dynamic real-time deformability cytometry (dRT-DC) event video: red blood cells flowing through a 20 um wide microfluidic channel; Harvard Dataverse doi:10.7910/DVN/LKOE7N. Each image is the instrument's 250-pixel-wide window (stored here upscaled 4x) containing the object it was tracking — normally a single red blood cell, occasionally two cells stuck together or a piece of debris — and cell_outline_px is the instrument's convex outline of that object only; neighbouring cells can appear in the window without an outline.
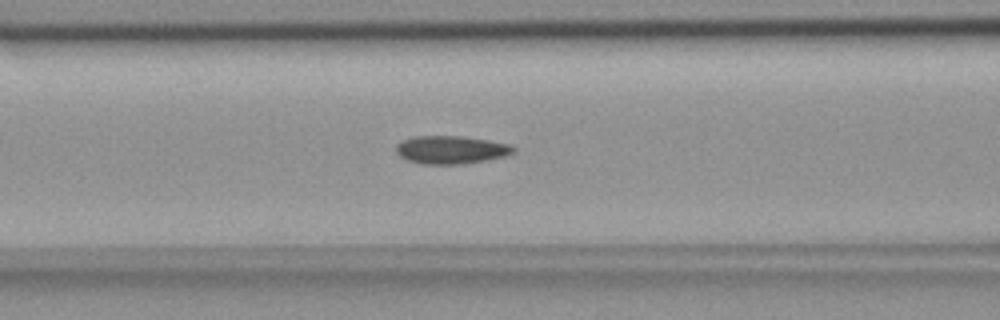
{"species": "common noctule bat (a hibernating species)", "species_latin": "Nyctalus noctula", "temperature_condition": "room temperature", "stored_images_in_passage": 39, "camera_frame_rate_fps": 3000, "um_per_image_px": 0.085, "animal": {"sex": "female", "body_mass_g": 18.4}, "frame": {"image": 1, "passage_image": 7, "time_ms": 2.0, "image_size_px": [1000, 320], "cell_outline_px": [[516, 152], [504, 156], [484, 160], [460, 164], [424, 164], [408, 160], [400, 156], [396, 152], [396, 144], [400, 140], [416, 136], [460, 136], [488, 140], [508, 144], [516, 148]], "centroid_in_image_um": [38.31, 12.72], "position_along_channel_um": 128.3, "area_um2": 19.07}}
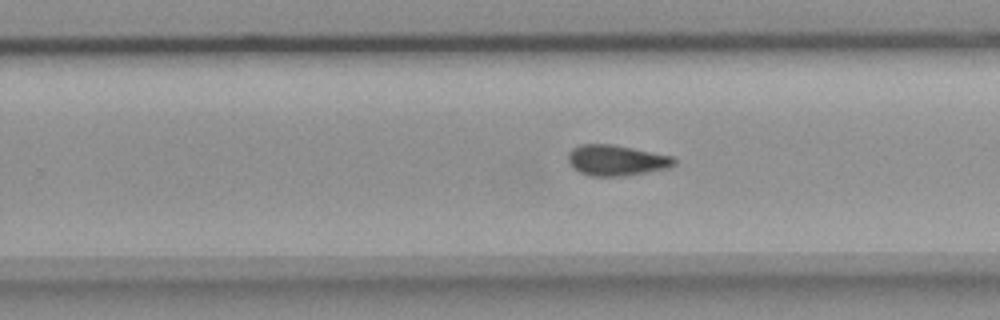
{"frame": {"image": 2, "passage_image": 19, "time_ms": 6.0, "image_size_px": [1000, 320], "cell_outline_px": [[676, 164], [668, 168], [648, 172], [624, 176], [588, 176], [572, 168], [568, 160], [568, 152], [572, 148], [580, 144], [612, 144], [672, 156], [676, 160]], "centroid_in_image_um": [52.37, 13.63], "position_along_channel_um": 277.4, "area_um2": 19.07}}
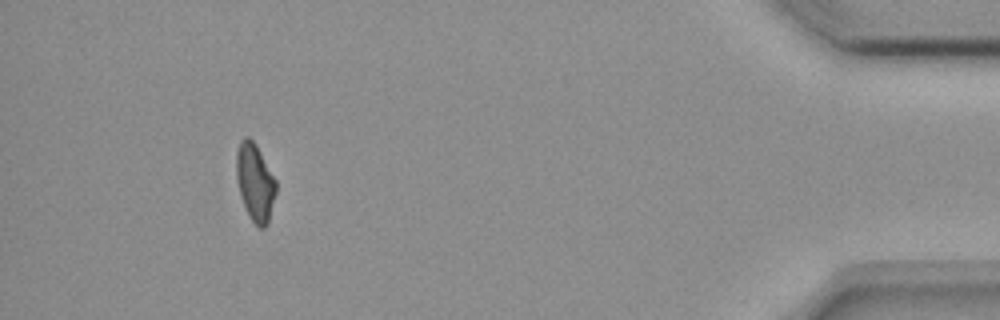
{"frame": {"image": 3, "passage_image": 35, "time_ms": 11.333, "image_size_px": [1000, 320], "cell_outline_px": [[276, 192], [268, 224], [264, 228], [260, 228], [252, 220], [240, 196], [236, 176], [236, 152], [240, 140], [244, 136], [248, 136], [256, 144], [276, 180]], "centroid_in_image_um": [21.67, 15.46], "position_along_channel_um": 413.5, "area_um2": 17.86}, "authors_computed_cell_mechanics": {"area_um2": 18.3226, "velocity_mm_per_s": 3.7436, "shape_relaxation_time_tau1_ms": null, "shape_relaxation_time_tau2_ms": 3.4507, "deformation_change_tau1": null, "deformation_change_tau2": 0.0957}}